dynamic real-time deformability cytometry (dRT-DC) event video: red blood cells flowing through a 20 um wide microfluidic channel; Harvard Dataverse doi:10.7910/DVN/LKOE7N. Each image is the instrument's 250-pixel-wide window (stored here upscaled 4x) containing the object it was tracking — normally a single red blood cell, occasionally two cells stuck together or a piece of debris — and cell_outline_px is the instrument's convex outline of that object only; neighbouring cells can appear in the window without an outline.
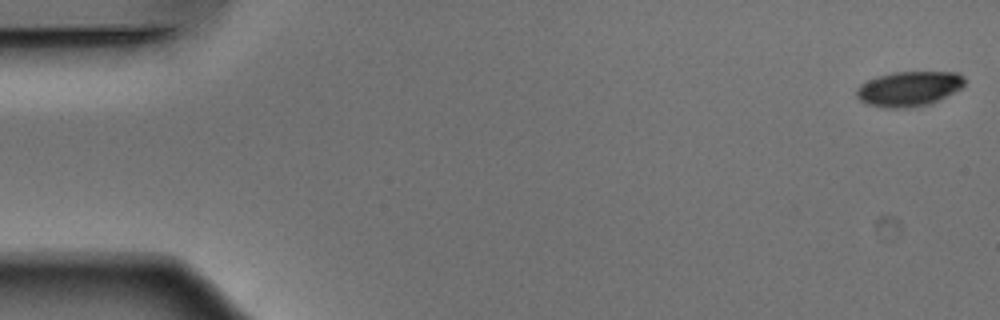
{"species": "Egyptian fruit bat (a non-hibernating species)", "species_latin": "Rousettus aegyptiacus", "temperature_condition": "warm", "stored_images_in_passage": 30, "camera_frame_rate_fps": 3000, "um_per_image_px": 0.085, "animal": {"sex": "male"}, "frame": {"image": 1, "passage_image": 1, "time_ms": 0.0, "image_size_px": [1000, 320], "cell_outline_px": [[964, 84], [960, 88], [928, 104], [904, 108], [884, 108], [868, 104], [860, 100], [856, 96], [856, 88], [860, 84], [876, 76], [892, 72], [960, 72], [964, 76]], "centroid_in_image_um": [77.21, 7.53], "position_along_channel_um": 7.8, "area_um2": 21.85}}
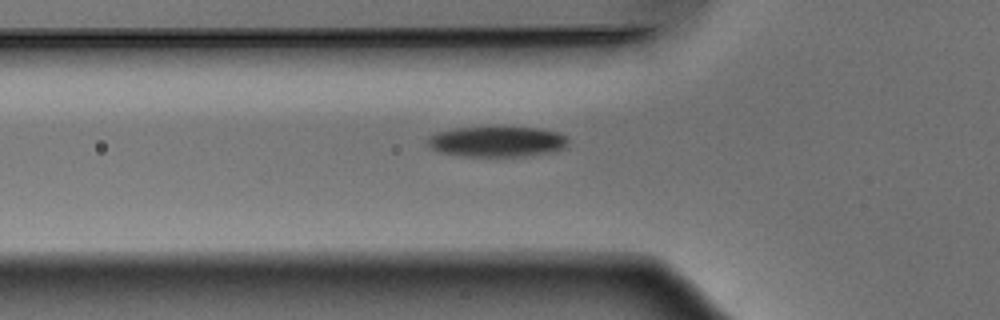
{"frame": {"image": 2, "passage_image": 18, "time_ms": 5.667, "image_size_px": [1000, 320], "cell_outline_px": [[568, 140], [564, 148], [552, 152], [524, 156], [460, 156], [440, 152], [432, 148], [428, 144], [428, 136], [440, 132], [456, 128], [536, 128], [556, 132], [564, 136]], "centroid_in_image_um": [42.23, 12.05], "position_along_channel_um": 83.6, "area_um2": 24.45}}
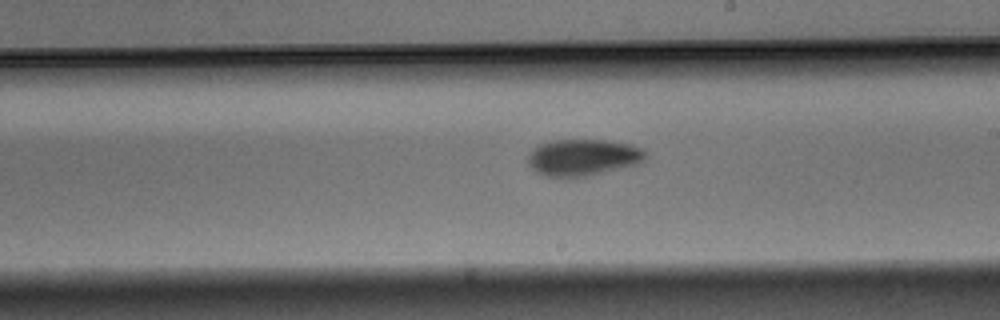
{"frame": {"image": 3, "passage_image": 30, "time_ms": 9.667, "image_size_px": [1000, 320], "cell_outline_px": [[648, 156], [640, 164], [588, 176], [544, 176], [536, 172], [528, 164], [528, 156], [540, 144], [556, 140], [604, 140], [632, 144], [640, 148]], "centroid_in_image_um": [49.6, 13.38], "position_along_channel_um": 239.4, "area_um2": 24.91}}